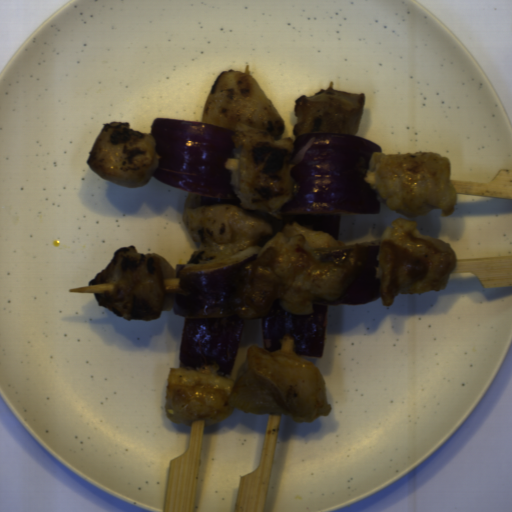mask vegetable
Listing matches in <instances>:
<instances>
[{
	"label": "vegetable",
	"mask_w": 512,
	"mask_h": 512,
	"mask_svg": "<svg viewBox=\"0 0 512 512\" xmlns=\"http://www.w3.org/2000/svg\"><path fill=\"white\" fill-rule=\"evenodd\" d=\"M293 145L292 191L280 212L282 227L296 222L338 241L342 216L380 214L378 194L366 181L380 145L338 133L304 134Z\"/></svg>",
	"instance_id": "vegetable-1"
},
{
	"label": "vegetable",
	"mask_w": 512,
	"mask_h": 512,
	"mask_svg": "<svg viewBox=\"0 0 512 512\" xmlns=\"http://www.w3.org/2000/svg\"><path fill=\"white\" fill-rule=\"evenodd\" d=\"M263 248L252 246L228 256L194 250L186 263L175 264L179 278L172 313L183 316L179 362L182 369L215 365L219 375H232L246 320L232 296L248 275L245 266Z\"/></svg>",
	"instance_id": "vegetable-2"
},
{
	"label": "vegetable",
	"mask_w": 512,
	"mask_h": 512,
	"mask_svg": "<svg viewBox=\"0 0 512 512\" xmlns=\"http://www.w3.org/2000/svg\"><path fill=\"white\" fill-rule=\"evenodd\" d=\"M158 168L153 178L207 198L235 200L234 130L164 117L153 119Z\"/></svg>",
	"instance_id": "vegetable-3"
},
{
	"label": "vegetable",
	"mask_w": 512,
	"mask_h": 512,
	"mask_svg": "<svg viewBox=\"0 0 512 512\" xmlns=\"http://www.w3.org/2000/svg\"><path fill=\"white\" fill-rule=\"evenodd\" d=\"M381 241L355 243L356 274L349 287L334 301L313 302L311 314L287 312L275 299L270 311L261 317L264 350L281 349L282 339L291 335L297 356L323 359L329 307L366 305L381 296L380 281L376 279ZM346 248V247H345Z\"/></svg>",
	"instance_id": "vegetable-4"
}]
</instances>
